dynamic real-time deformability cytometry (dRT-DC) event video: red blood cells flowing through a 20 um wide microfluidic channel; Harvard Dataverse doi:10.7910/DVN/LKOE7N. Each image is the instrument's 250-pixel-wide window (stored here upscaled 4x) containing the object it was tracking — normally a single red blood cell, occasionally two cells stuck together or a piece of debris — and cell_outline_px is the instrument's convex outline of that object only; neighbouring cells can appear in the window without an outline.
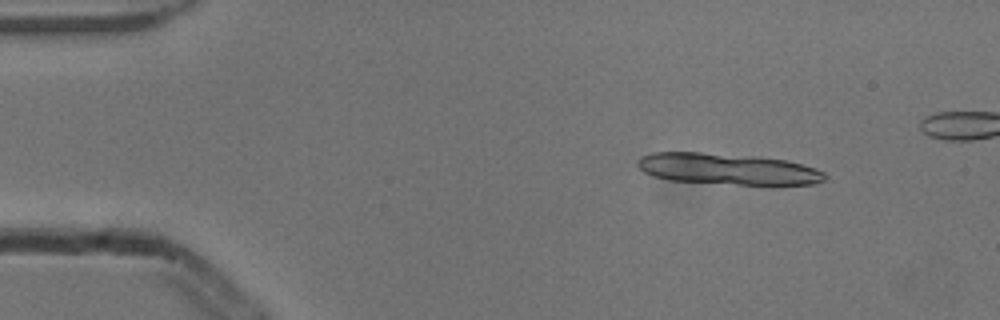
{"species": "common noctule bat (a hibernating species)", "species_latin": "Nyctalus noctula", "temperature_condition": "cold", "stored_images_in_passage": 14, "camera_frame_rate_fps": 3000, "um_per_image_px": 0.085, "animal": {"sex": "male", "body_mass_g": 13.3}, "frame": {"image": 1, "passage_image": 7, "time_ms": 2.0, "image_size_px": [1000, 320], "cell_outline_px": [[828, 176], [824, 180], [816, 184], [776, 188], [772, 188], [668, 180], [652, 176], [644, 172], [636, 164], [636, 160], [640, 156], [652, 152], [700, 152], [752, 156], [788, 160], [816, 168], [824, 172]], "centroid_in_image_um": [61.96, 14.42], "position_along_channel_um": 23.0, "area_um2": 35.84}}